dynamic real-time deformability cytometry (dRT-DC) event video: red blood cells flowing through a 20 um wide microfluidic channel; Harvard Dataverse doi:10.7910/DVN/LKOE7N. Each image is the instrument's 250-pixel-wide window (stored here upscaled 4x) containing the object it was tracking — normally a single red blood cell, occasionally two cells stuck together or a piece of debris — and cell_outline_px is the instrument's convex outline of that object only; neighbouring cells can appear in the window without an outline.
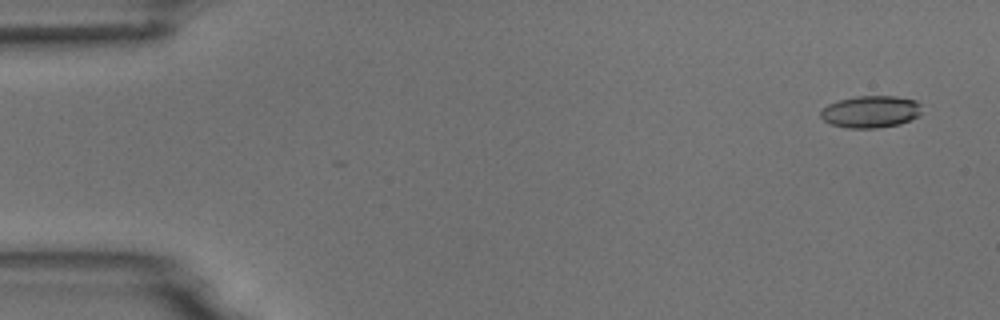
{"species": "common noctule bat (a hibernating species)", "species_latin": "Nyctalus noctula", "temperature_condition": "room temperature", "stored_images_in_passage": 6, "camera_frame_rate_fps": 3000, "um_per_image_px": 0.085, "animal": {"sex": "male", "body_mass_g": 18.8}, "frame": {"image": 1, "passage_image": 1, "time_ms": 0.0, "image_size_px": [1000, 320], "cell_outline_px": [[920, 116], [900, 124], [876, 128], [848, 128], [832, 124], [824, 120], [820, 116], [820, 112], [828, 104], [840, 100], [856, 96], [896, 96], [916, 100], [920, 104]], "centroid_in_image_um": [74.03, 9.49], "position_along_channel_um": 11.0, "area_um2": 18.84}}
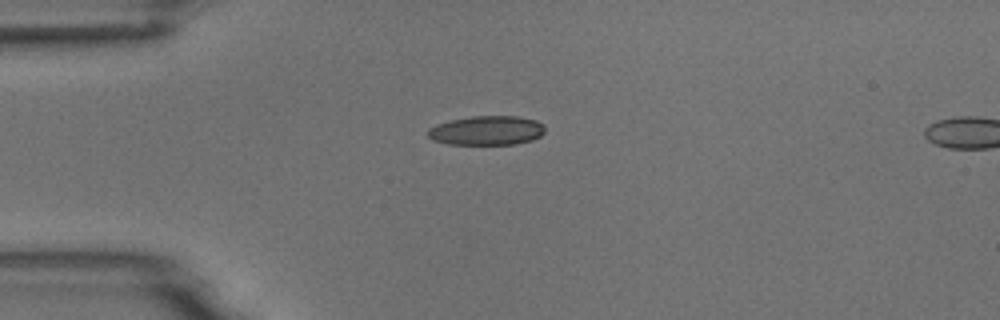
{"frame": {"image": 2, "passage_image": 4, "time_ms": 3.667, "image_size_px": [1000, 320], "cell_outline_px": [[544, 132], [540, 136], [532, 140], [516, 144], [448, 144], [432, 140], [428, 136], [428, 128], [436, 124], [452, 120], [472, 116], [516, 116], [536, 120], [544, 124]], "centroid_in_image_um": [41.38, 11.09], "position_along_channel_um": 43.6, "area_um2": 20.0}}